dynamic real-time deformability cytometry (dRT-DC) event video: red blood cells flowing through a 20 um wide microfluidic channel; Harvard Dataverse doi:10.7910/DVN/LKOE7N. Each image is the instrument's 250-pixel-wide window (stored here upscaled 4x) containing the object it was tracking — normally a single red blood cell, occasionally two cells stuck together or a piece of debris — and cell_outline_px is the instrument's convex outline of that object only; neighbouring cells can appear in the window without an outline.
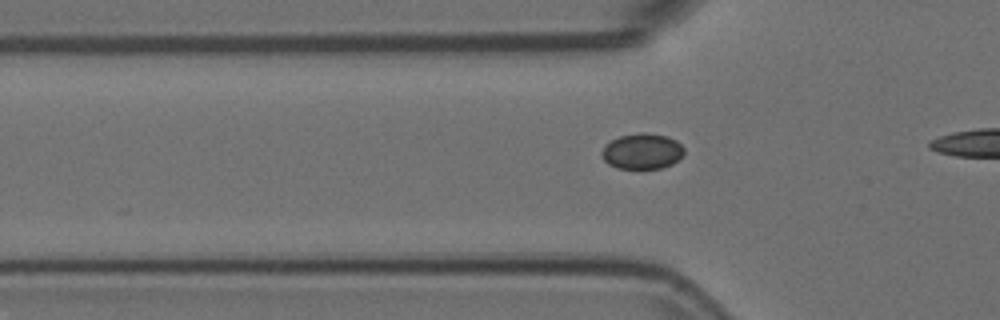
{"species": "Egyptian fruit bat (a non-hibernating species)", "species_latin": "Rousettus aegyptiacus", "temperature_condition": "room temperature", "stored_images_in_passage": 16, "camera_frame_rate_fps": 3000, "um_per_image_px": 0.085, "animal": {"sex": "female"}, "frame": {"image": 1, "passage_image": 10, "time_ms": 3.0, "image_size_px": [1000, 320], "cell_outline_px": [[684, 152], [672, 164], [660, 168], [616, 168], [608, 164], [600, 156], [600, 152], [604, 144], [620, 136], [640, 132], [644, 132], [668, 136], [676, 140], [684, 148]], "centroid_in_image_um": [54.54, 12.85], "position_along_channel_um": 71.3, "area_um2": 17.17}}
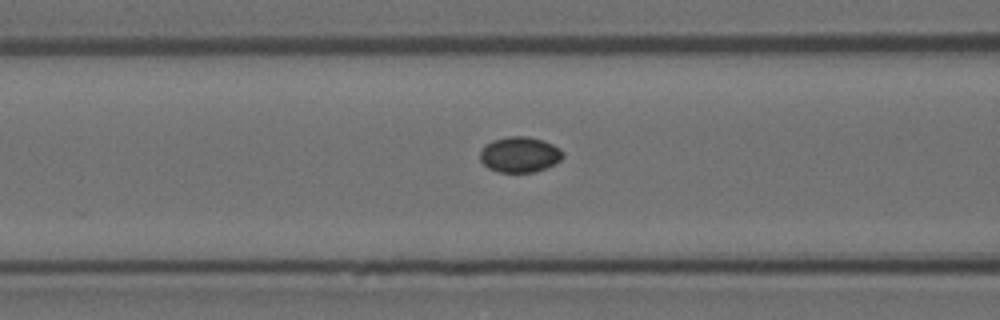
{"frame": {"image": 2, "passage_image": 14, "time_ms": 4.333, "image_size_px": [1000, 320], "cell_outline_px": [[564, 156], [556, 164], [536, 172], [500, 172], [488, 168], [480, 160], [480, 152], [484, 144], [492, 140], [508, 136], [524, 136], [544, 140], [560, 148], [564, 152]], "centroid_in_image_um": [44.19, 13.13], "position_along_channel_um": 122.4, "area_um2": 17.4}}